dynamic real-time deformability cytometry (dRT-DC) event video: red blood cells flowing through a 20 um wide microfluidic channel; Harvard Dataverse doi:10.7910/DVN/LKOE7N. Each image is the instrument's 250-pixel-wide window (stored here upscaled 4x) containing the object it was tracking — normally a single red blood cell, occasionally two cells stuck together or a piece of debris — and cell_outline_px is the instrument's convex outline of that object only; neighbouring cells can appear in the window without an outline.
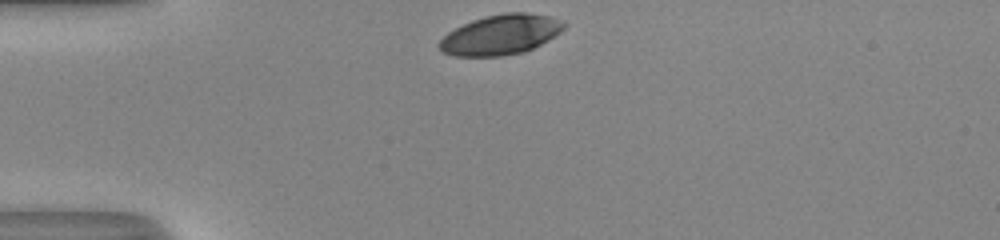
{"species": "human", "species_latin": "Homo sapiens", "temperature_condition": "room temperature", "stored_images_in_passage": 29, "camera_frame_rate_fps": 3000, "um_per_image_px": 0.085, "donor": {"sex": "male"}, "frame": {"image": 1, "passage_image": 1, "time_ms": 0.0, "image_size_px": [1000, 240], "cell_outline_px": [[564, 28], [560, 32], [548, 40], [524, 52], [500, 56], [456, 56], [444, 52], [436, 44], [448, 32], [472, 20], [504, 12], [524, 12], [548, 16], [564, 20]], "centroid_in_image_um": [42.56, 2.94], "position_along_channel_um": 42.4, "area_um2": 28.84}}
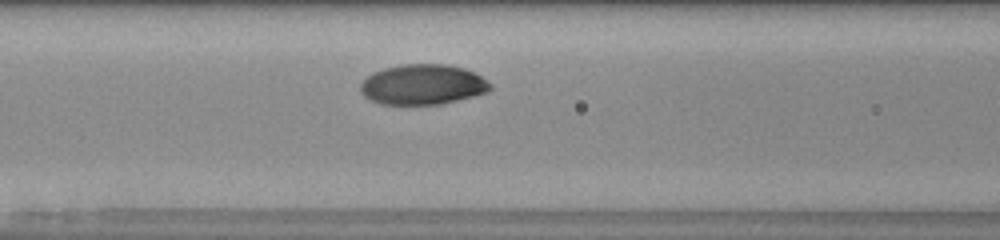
{"frame": {"image": 2, "passage_image": 10, "time_ms": 3.0, "image_size_px": [1000, 240], "cell_outline_px": [[492, 88], [484, 92], [472, 96], [440, 104], [380, 104], [364, 96], [360, 88], [360, 84], [372, 72], [384, 68], [404, 64], [448, 64], [464, 68], [476, 72], [492, 84]], "centroid_in_image_um": [35.94, 7.17], "position_along_channel_um": 130.7, "area_um2": 30.35}}
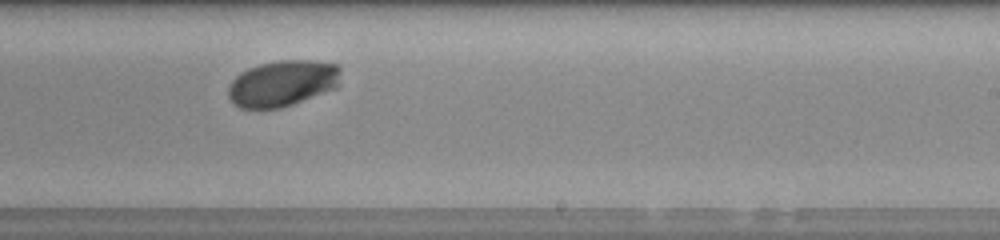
{"frame": {"image": 3, "passage_image": 20, "time_ms": 6.333, "image_size_px": [1000, 240], "cell_outline_px": [[340, 68], [336, 88], [292, 104], [280, 108], [240, 108], [228, 96], [228, 88], [232, 80], [240, 72], [248, 68], [260, 64], [280, 60], [312, 60], [340, 64]], "centroid_in_image_um": [24.01, 7.07], "position_along_channel_um": 265.0, "area_um2": 30.06}, "authors_computed_cell_mechanics": {"area_um2": 29.9404, "velocity_mm_per_s": 4.0476, "shape_relaxation_time_tau1_ms": 1.8966, "shape_relaxation_time_tau2_ms": null, "deformation_change_tau1": 0.1119, "deformation_change_tau2": null}}